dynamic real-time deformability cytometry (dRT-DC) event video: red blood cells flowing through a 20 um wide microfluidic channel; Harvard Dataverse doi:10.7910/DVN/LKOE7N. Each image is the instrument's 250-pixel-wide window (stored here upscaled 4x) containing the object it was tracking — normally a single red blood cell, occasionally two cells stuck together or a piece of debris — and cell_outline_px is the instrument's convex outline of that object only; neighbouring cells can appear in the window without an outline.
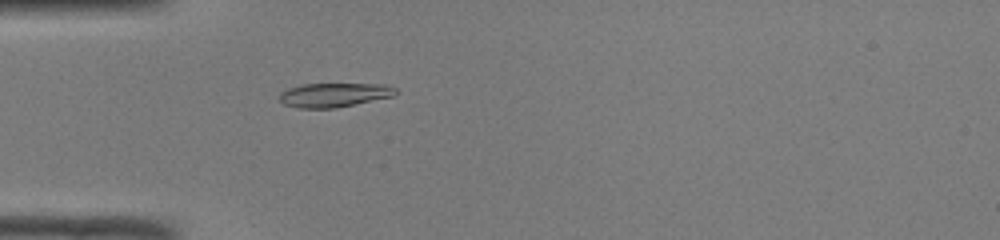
{"species": "common noctule bat (a hibernating species)", "species_latin": "Nyctalus noctula", "temperature_condition": "room temperature", "stored_images_in_passage": 38, "camera_frame_rate_fps": 3000, "um_per_image_px": 0.085, "animal": {"sex": "male", "body_mass_g": 19.0, "forearm_length_mm": 50.8}, "frame": {"image": 1, "passage_image": 4, "time_ms": 1.0, "image_size_px": [1000, 240], "cell_outline_px": [[400, 92], [392, 96], [336, 108], [300, 108], [284, 104], [280, 100], [280, 92], [288, 88], [304, 84], [388, 84], [396, 88]], "centroid_in_image_um": [28.43, 8.06], "position_along_channel_um": 56.6, "area_um2": 16.3}}
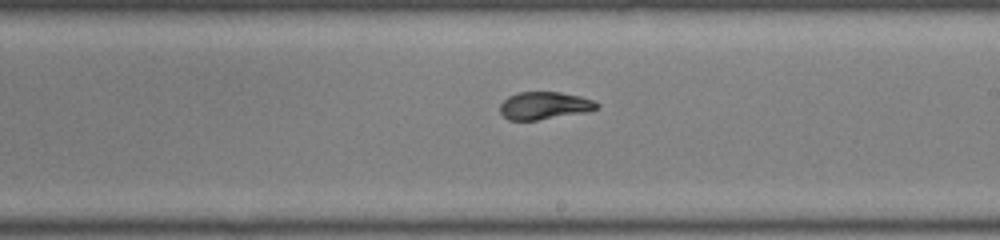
{"frame": {"image": 2, "passage_image": 18, "time_ms": 5.667, "image_size_px": [1000, 240], "cell_outline_px": [[600, 104], [596, 108], [584, 112], [536, 120], [508, 120], [500, 112], [500, 104], [508, 96], [516, 92], [560, 92], [580, 96], [592, 100]], "centroid_in_image_um": [46.23, 8.96], "position_along_channel_um": 242.8, "area_um2": 15.37}}
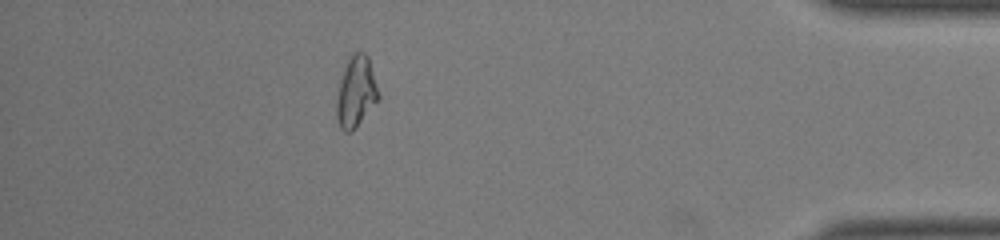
{"frame": {"image": 3, "passage_image": 33, "time_ms": 10.667, "image_size_px": [1000, 240], "cell_outline_px": [[380, 96], [352, 132], [344, 132], [340, 128], [336, 116], [336, 100], [340, 80], [348, 56], [356, 52], [364, 52], [368, 56]], "centroid_in_image_um": [30.23, 7.8], "position_along_channel_um": 405.0, "area_um2": 17.17}, "authors_computed_cell_mechanics": {"area_um2": 16.2418, "velocity_mm_per_s": 4.1165, "shape_relaxation_time_tau1_ms": 7.6723, "shape_relaxation_time_tau2_ms": 0.929, "deformation_change_tau1": 0.2563, "deformation_change_tau2": 0.0384}}